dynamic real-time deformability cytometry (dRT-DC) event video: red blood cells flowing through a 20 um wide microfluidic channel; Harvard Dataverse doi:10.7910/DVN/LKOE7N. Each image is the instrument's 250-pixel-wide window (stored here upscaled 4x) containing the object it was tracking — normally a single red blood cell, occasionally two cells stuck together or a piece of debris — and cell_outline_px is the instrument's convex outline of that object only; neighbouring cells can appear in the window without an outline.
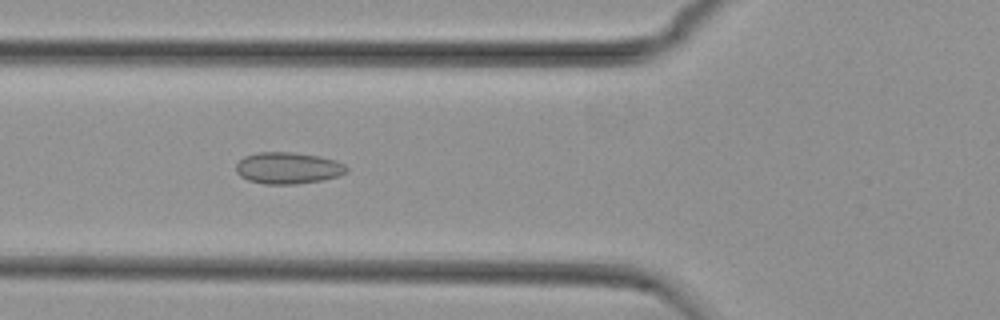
{"species": "common noctule bat (a hibernating species)", "species_latin": "Nyctalus noctula", "temperature_condition": "cold", "stored_images_in_passage": 47, "camera_frame_rate_fps": 3000, "um_per_image_px": 0.085, "animal": {"sex": "female", "body_mass_g": 29.2, "forearm_length_mm": 56.3}, "frame": {"image": 1, "passage_image": 13, "time_ms": 4.0, "image_size_px": [1000, 320], "cell_outline_px": [[348, 172], [324, 180], [296, 184], [264, 184], [248, 180], [240, 176], [236, 172], [236, 164], [244, 156], [256, 152], [292, 152], [320, 156], [336, 160], [344, 164], [348, 168]], "centroid_in_image_um": [24.48, 14.28], "position_along_channel_um": 101.3, "area_um2": 20.52}}
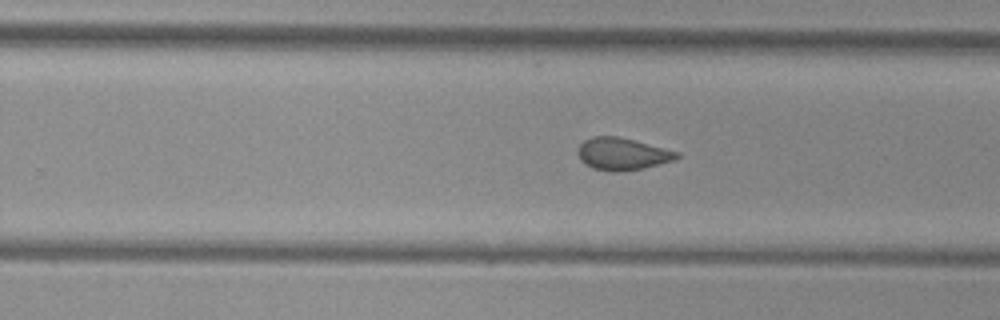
{"frame": {"image": 2, "passage_image": 27, "time_ms": 8.667, "image_size_px": [1000, 320], "cell_outline_px": [[680, 156], [676, 160], [644, 168], [616, 172], [612, 172], [592, 168], [584, 164], [580, 160], [576, 152], [580, 144], [584, 140], [592, 136], [616, 136], [680, 152]], "centroid_in_image_um": [52.87, 13.09], "position_along_channel_um": 276.9, "area_um2": 18.67}}
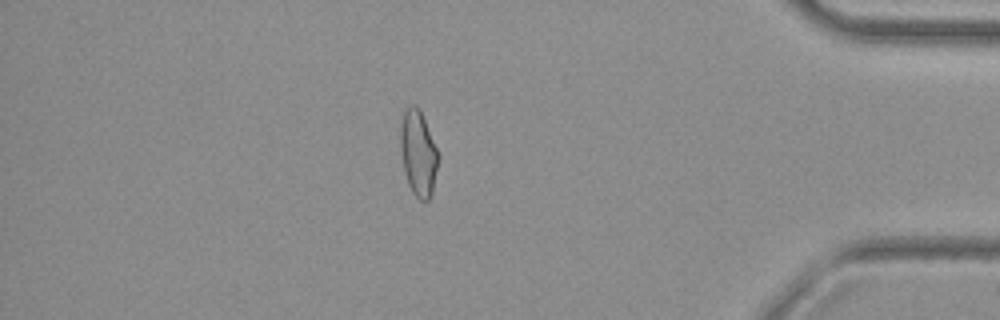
{"frame": {"image": 3, "passage_image": 40, "time_ms": 13.0, "image_size_px": [1000, 320], "cell_outline_px": [[440, 156], [432, 196], [428, 200], [420, 200], [412, 192], [408, 184], [404, 172], [400, 152], [400, 128], [404, 112], [412, 104], [416, 104], [420, 108]], "centroid_in_image_um": [35.56, 13.04], "position_along_channel_um": 399.6, "area_um2": 19.19}, "authors_computed_cell_mechanics": {"area_um2": 19.2474, "velocity_mm_per_s": 3.7613, "shape_relaxation_time_tau1_ms": null, "shape_relaxation_time_tau2_ms": 1.4395, "deformation_change_tau1": null, "deformation_change_tau2": 0.0743}}